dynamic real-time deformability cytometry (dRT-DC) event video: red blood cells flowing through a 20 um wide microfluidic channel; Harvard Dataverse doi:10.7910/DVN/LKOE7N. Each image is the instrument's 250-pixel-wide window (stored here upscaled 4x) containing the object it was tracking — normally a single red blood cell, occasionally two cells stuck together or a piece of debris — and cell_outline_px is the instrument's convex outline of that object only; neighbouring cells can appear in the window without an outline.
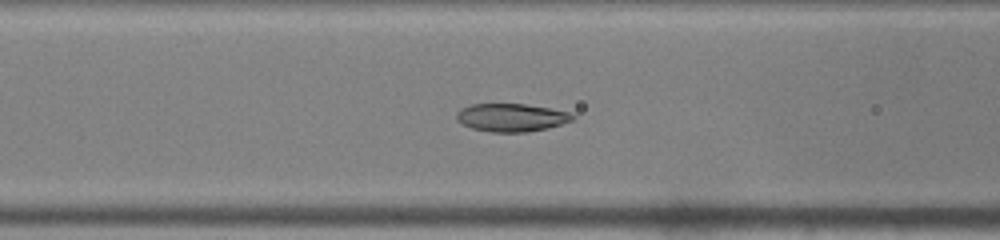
{"species": "common noctule bat (a hibernating species)", "species_latin": "Nyctalus noctula", "temperature_condition": "warm", "stored_images_in_passage": 49, "camera_frame_rate_fps": 3000, "um_per_image_px": 0.085, "animal": {"sex": "male", "body_mass_g": 19.0, "forearm_length_mm": 50.8}, "frame": {"image": 1, "passage_image": 20, "time_ms": 6.333, "image_size_px": [1000, 240], "cell_outline_px": [[576, 116], [572, 120], [548, 128], [528, 132], [492, 132], [472, 128], [456, 120], [456, 112], [460, 108], [472, 104], [524, 104], [548, 108], [568, 112]], "centroid_in_image_um": [43.44, 9.99], "position_along_channel_um": 123.2, "area_um2": 18.84}}
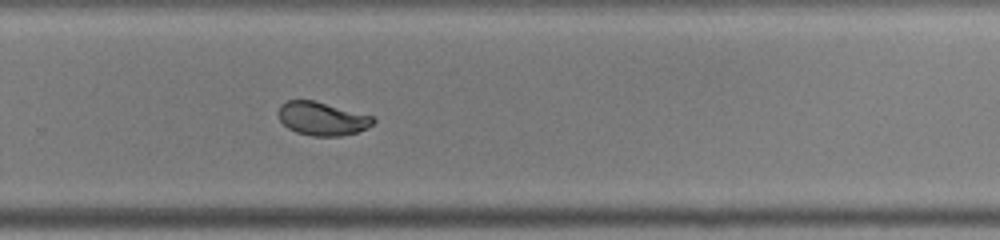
{"frame": {"image": 2, "passage_image": 33, "time_ms": 10.667, "image_size_px": [1000, 240], "cell_outline_px": [[376, 120], [368, 128], [356, 132], [340, 136], [312, 136], [296, 132], [288, 128], [280, 120], [276, 112], [280, 104], [288, 100], [312, 100], [372, 116]], "centroid_in_image_um": [27.34, 10.09], "position_along_channel_um": 302.5, "area_um2": 18.38}}
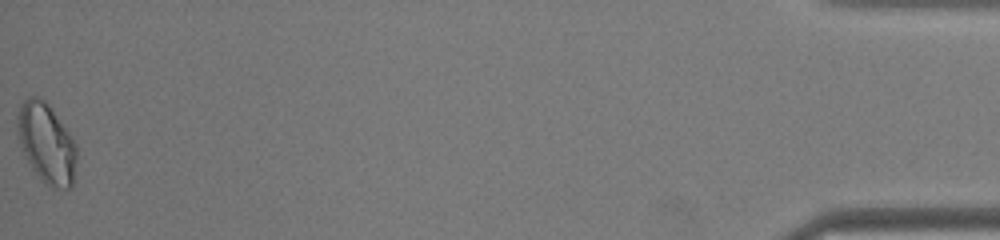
{"frame": {"image": 3, "passage_image": 49, "time_ms": 16.0, "image_size_px": [1000, 240], "cell_outline_px": [[76, 160], [72, 188], [52, 188], [40, 180], [32, 168], [20, 144], [16, 124], [16, 116], [24, 100], [28, 96], [36, 96], [44, 100], [48, 104], [76, 144]], "centroid_in_image_um": [3.94, 12.19], "position_along_channel_um": 431.3, "area_um2": 27.28}, "authors_computed_cell_mechanics": {"area_um2": 20.2878, "velocity_mm_per_s": 4.1489, "shape_relaxation_time_tau1_ms": 3.8534, "shape_relaxation_time_tau2_ms": 0.6976, "deformation_change_tau1": 0.1602, "deformation_change_tau2": 0.0341}}